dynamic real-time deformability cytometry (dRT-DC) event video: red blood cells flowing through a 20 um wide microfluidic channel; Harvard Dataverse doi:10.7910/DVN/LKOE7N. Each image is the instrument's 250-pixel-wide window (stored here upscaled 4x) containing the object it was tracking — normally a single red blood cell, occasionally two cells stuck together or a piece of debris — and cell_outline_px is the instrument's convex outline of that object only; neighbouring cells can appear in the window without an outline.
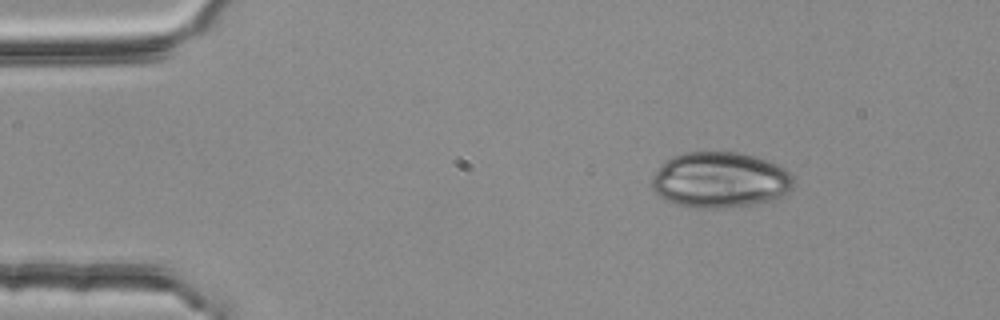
{"species": "common noctule bat (a hibernating species)", "species_latin": "Nyctalus noctula", "temperature_condition": "room temperature", "stored_images_in_passage": 3, "camera_frame_rate_fps": 3000, "um_per_image_px": 0.085, "animal": {"sex": "female", "body_mass_g": 25.1}, "frame": {"image": 1, "passage_image": 1, "time_ms": 0.0, "image_size_px": [1000, 320], "cell_outline_px": [[792, 188], [788, 192], [772, 200], [752, 204], [724, 208], [688, 208], [664, 200], [652, 188], [652, 176], [660, 164], [664, 160], [672, 156], [684, 152], [740, 152], [756, 156], [776, 164], [784, 168], [792, 176]], "centroid_in_image_um": [61.15, 15.29], "position_along_channel_um": 23.8, "area_um2": 46.36}}